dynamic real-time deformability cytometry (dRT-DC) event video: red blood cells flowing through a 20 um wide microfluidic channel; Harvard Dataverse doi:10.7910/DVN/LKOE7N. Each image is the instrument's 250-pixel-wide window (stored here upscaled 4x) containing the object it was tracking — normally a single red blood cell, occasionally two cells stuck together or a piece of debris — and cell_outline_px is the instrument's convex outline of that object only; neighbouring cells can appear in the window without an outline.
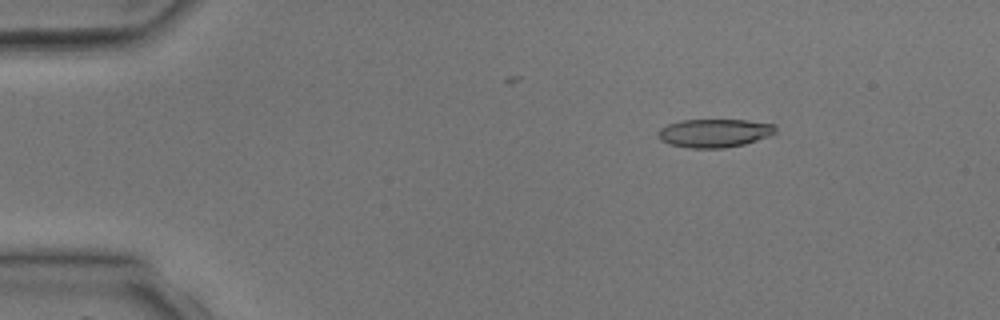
{"species": "common noctule bat (a hibernating species)", "species_latin": "Nyctalus noctula", "temperature_condition": "room temperature", "stored_images_in_passage": 4, "camera_frame_rate_fps": 3000, "um_per_image_px": 0.085, "animal": {"sex": "male", "body_mass_g": 17.9, "forearm_length_mm": 54.2}, "frame": {"image": 1, "passage_image": 3, "time_ms": 2.0, "image_size_px": [1000, 320], "cell_outline_px": [[776, 132], [768, 136], [744, 144], [724, 148], [688, 148], [668, 144], [660, 140], [656, 136], [656, 132], [660, 128], [668, 124], [680, 120], [748, 120], [776, 124]], "centroid_in_image_um": [60.68, 11.31], "position_along_channel_um": 24.3, "area_um2": 19.65}}